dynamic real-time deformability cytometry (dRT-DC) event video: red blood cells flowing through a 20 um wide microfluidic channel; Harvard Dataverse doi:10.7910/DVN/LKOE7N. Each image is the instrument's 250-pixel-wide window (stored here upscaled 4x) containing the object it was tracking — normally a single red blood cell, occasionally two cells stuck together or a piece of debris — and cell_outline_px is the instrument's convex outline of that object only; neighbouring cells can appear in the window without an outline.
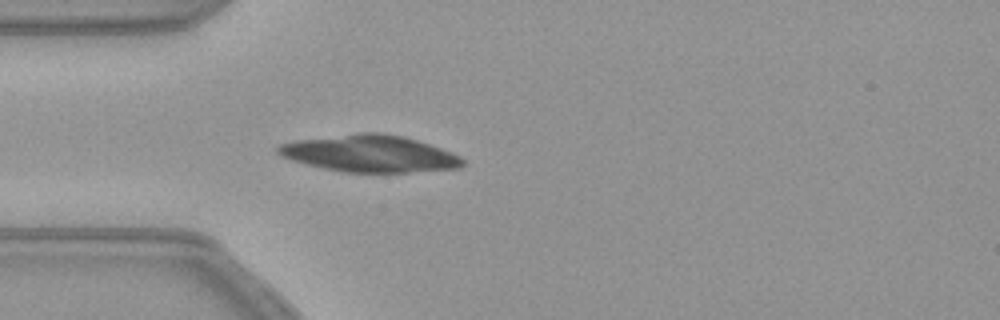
{"species": "common noctule bat (a hibernating species)", "species_latin": "Nyctalus noctula", "temperature_condition": "warm", "stored_images_in_passage": 40, "camera_frame_rate_fps": 3000, "um_per_image_px": 0.085, "animal": {"sex": "female", "body_mass_g": 21.9}, "frame": {"image": 1, "passage_image": 1, "time_ms": 0.0, "image_size_px": [1000, 320], "cell_outline_px": [[456, 164], [404, 168], [344, 168], [324, 164], [292, 156], [284, 152], [284, 148], [296, 144], [364, 136], [384, 136], [404, 140], [452, 156], [456, 160]], "centroid_in_image_um": [31.42, 13.03], "position_along_channel_um": 53.6, "area_um2": 28.15}}
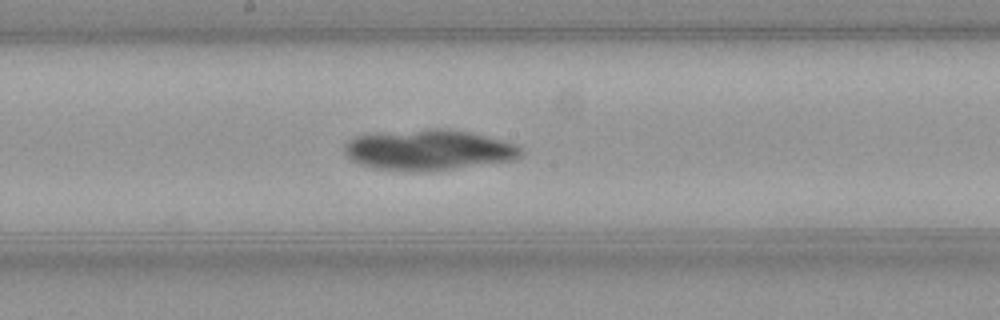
{"frame": {"image": 2, "passage_image": 14, "time_ms": 4.333, "image_size_px": [1000, 320], "cell_outline_px": [[508, 152], [496, 156], [428, 164], [408, 164], [376, 160], [360, 156], [356, 152], [356, 144], [360, 140], [428, 136], [464, 136], [496, 144], [508, 148]], "centroid_in_image_um": [36.34, 12.7], "position_along_channel_um": 211.9, "area_um2": 23.52}}
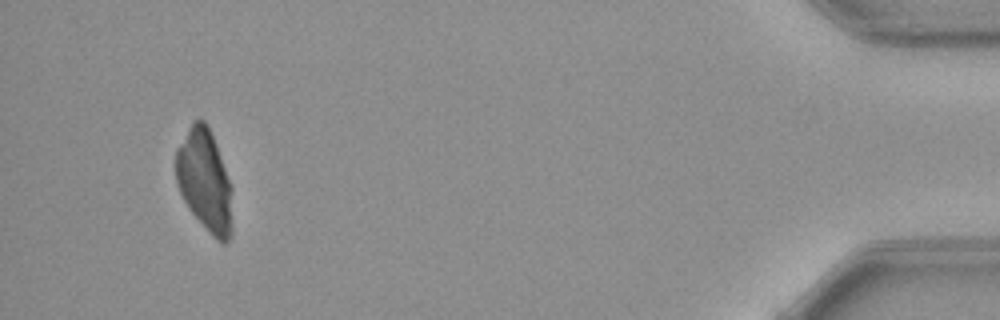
{"frame": {"image": 3, "passage_image": 37, "time_ms": 12.0, "image_size_px": [1000, 320], "cell_outline_px": [[228, 232], [224, 240], [216, 236], [212, 232], [192, 208], [184, 196], [180, 188], [176, 172], [176, 160], [192, 128], [200, 120], [204, 124], [212, 140], [228, 184]], "centroid_in_image_um": [17.34, 15.32], "position_along_channel_um": 417.9, "area_um2": 27.86}}